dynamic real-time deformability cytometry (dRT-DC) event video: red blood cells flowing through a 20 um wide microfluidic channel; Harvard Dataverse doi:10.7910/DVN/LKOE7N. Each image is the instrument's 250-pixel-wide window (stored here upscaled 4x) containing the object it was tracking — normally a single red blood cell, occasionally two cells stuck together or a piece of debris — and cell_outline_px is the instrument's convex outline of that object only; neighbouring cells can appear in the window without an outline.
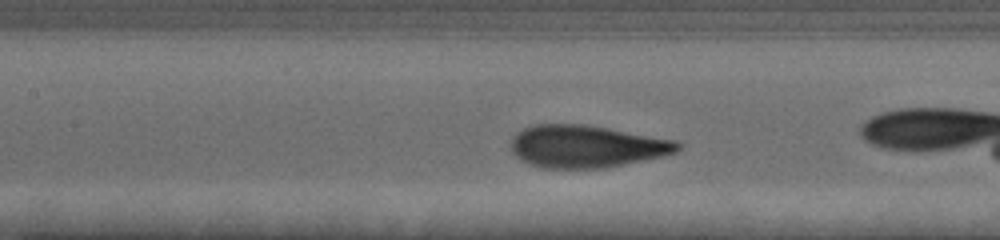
{"species": "human", "species_latin": "Homo sapiens", "temperature_condition": "cold", "stored_images_in_passage": 26, "camera_frame_rate_fps": 3000, "um_per_image_px": 0.085, "donor": {"sex": "female"}, "frame": {"image": 1, "passage_image": 8, "time_ms": 2.333, "image_size_px": [1000, 240], "cell_outline_px": [[684, 144], [676, 152], [660, 156], [604, 168], [544, 168], [528, 164], [520, 160], [512, 152], [512, 136], [516, 132], [524, 128], [536, 124], [584, 124], [676, 140]], "centroid_in_image_um": [49.82, 12.44], "position_along_channel_um": 157.6, "area_um2": 41.04}}
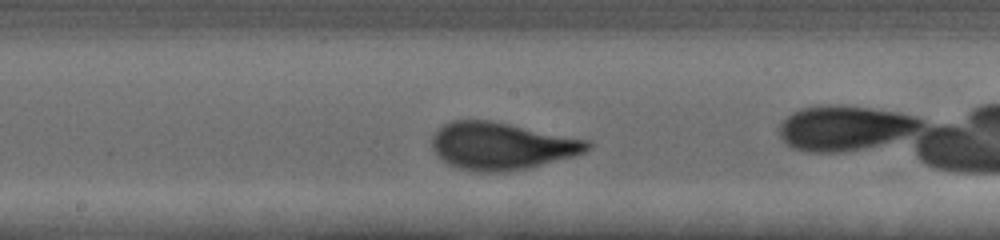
{"frame": {"image": 2, "passage_image": 12, "time_ms": 3.667, "image_size_px": [1000, 240], "cell_outline_px": [[592, 148], [584, 152], [572, 156], [528, 168], [496, 172], [480, 172], [460, 168], [448, 164], [432, 148], [432, 136], [444, 124], [452, 120], [488, 120], [592, 140]], "centroid_in_image_um": [42.67, 12.4], "position_along_channel_um": 205.5, "area_um2": 42.48}}
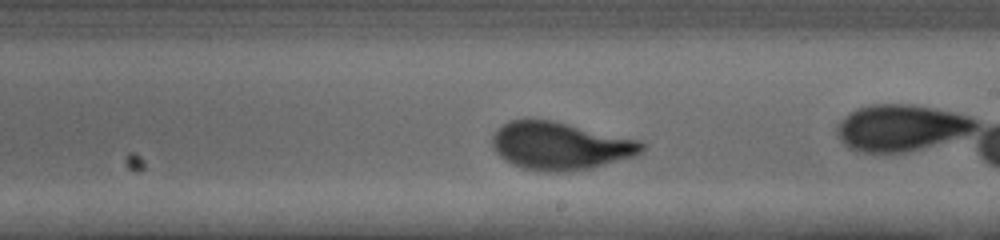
{"frame": {"image": 3, "passage_image": 15, "time_ms": 4.667, "image_size_px": [1000, 240], "cell_outline_px": [[644, 148], [636, 156], [592, 168], [560, 172], [548, 172], [524, 168], [512, 164], [500, 156], [492, 148], [492, 136], [508, 120], [528, 116], [552, 120], [640, 140], [644, 144]], "centroid_in_image_um": [47.59, 12.37], "position_along_channel_um": 241.4, "area_um2": 41.96}}